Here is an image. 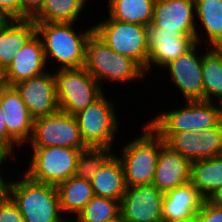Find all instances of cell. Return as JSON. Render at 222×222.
Segmentation results:
<instances>
[{"mask_svg": "<svg viewBox=\"0 0 222 222\" xmlns=\"http://www.w3.org/2000/svg\"><path fill=\"white\" fill-rule=\"evenodd\" d=\"M73 23L37 22L36 33L42 39L45 58L48 54L61 63L60 69L84 67L86 44L94 27L77 34L72 29Z\"/></svg>", "mask_w": 222, "mask_h": 222, "instance_id": "obj_1", "label": "cell"}, {"mask_svg": "<svg viewBox=\"0 0 222 222\" xmlns=\"http://www.w3.org/2000/svg\"><path fill=\"white\" fill-rule=\"evenodd\" d=\"M10 197L18 206L24 222L65 221L58 214L62 211L54 185L33 181L25 175L23 180L12 183Z\"/></svg>", "mask_w": 222, "mask_h": 222, "instance_id": "obj_2", "label": "cell"}, {"mask_svg": "<svg viewBox=\"0 0 222 222\" xmlns=\"http://www.w3.org/2000/svg\"><path fill=\"white\" fill-rule=\"evenodd\" d=\"M141 137L124 146L119 159L124 169L126 187L152 184L160 149L161 136L147 123Z\"/></svg>", "mask_w": 222, "mask_h": 222, "instance_id": "obj_3", "label": "cell"}, {"mask_svg": "<svg viewBox=\"0 0 222 222\" xmlns=\"http://www.w3.org/2000/svg\"><path fill=\"white\" fill-rule=\"evenodd\" d=\"M84 68L97 81L127 82L146 75L133 59L112 50L94 32L87 40Z\"/></svg>", "mask_w": 222, "mask_h": 222, "instance_id": "obj_4", "label": "cell"}, {"mask_svg": "<svg viewBox=\"0 0 222 222\" xmlns=\"http://www.w3.org/2000/svg\"><path fill=\"white\" fill-rule=\"evenodd\" d=\"M147 29L145 25L109 18L94 26V33L112 50L133 59L147 71Z\"/></svg>", "mask_w": 222, "mask_h": 222, "instance_id": "obj_5", "label": "cell"}, {"mask_svg": "<svg viewBox=\"0 0 222 222\" xmlns=\"http://www.w3.org/2000/svg\"><path fill=\"white\" fill-rule=\"evenodd\" d=\"M222 120V107H217L213 101H187L182 109L166 112L155 117L148 124L157 133H179L203 131L216 126Z\"/></svg>", "mask_w": 222, "mask_h": 222, "instance_id": "obj_6", "label": "cell"}, {"mask_svg": "<svg viewBox=\"0 0 222 222\" xmlns=\"http://www.w3.org/2000/svg\"><path fill=\"white\" fill-rule=\"evenodd\" d=\"M60 111L74 115L98 100L103 92L84 67L59 69L55 74Z\"/></svg>", "mask_w": 222, "mask_h": 222, "instance_id": "obj_7", "label": "cell"}, {"mask_svg": "<svg viewBox=\"0 0 222 222\" xmlns=\"http://www.w3.org/2000/svg\"><path fill=\"white\" fill-rule=\"evenodd\" d=\"M33 157L25 175L36 182L57 186L75 174L81 149L72 147L33 148Z\"/></svg>", "mask_w": 222, "mask_h": 222, "instance_id": "obj_8", "label": "cell"}, {"mask_svg": "<svg viewBox=\"0 0 222 222\" xmlns=\"http://www.w3.org/2000/svg\"><path fill=\"white\" fill-rule=\"evenodd\" d=\"M114 106L102 95L74 116L87 147L111 148L118 129Z\"/></svg>", "mask_w": 222, "mask_h": 222, "instance_id": "obj_9", "label": "cell"}, {"mask_svg": "<svg viewBox=\"0 0 222 222\" xmlns=\"http://www.w3.org/2000/svg\"><path fill=\"white\" fill-rule=\"evenodd\" d=\"M32 148L72 147L85 150V145L76 118L72 114L57 111L54 114L34 119L30 139Z\"/></svg>", "mask_w": 222, "mask_h": 222, "instance_id": "obj_10", "label": "cell"}, {"mask_svg": "<svg viewBox=\"0 0 222 222\" xmlns=\"http://www.w3.org/2000/svg\"><path fill=\"white\" fill-rule=\"evenodd\" d=\"M163 199L153 184L126 187L120 213L125 222H163Z\"/></svg>", "mask_w": 222, "mask_h": 222, "instance_id": "obj_11", "label": "cell"}, {"mask_svg": "<svg viewBox=\"0 0 222 222\" xmlns=\"http://www.w3.org/2000/svg\"><path fill=\"white\" fill-rule=\"evenodd\" d=\"M0 104L7 128V152L12 153L15 144L30 141L34 118L14 86L0 84Z\"/></svg>", "mask_w": 222, "mask_h": 222, "instance_id": "obj_12", "label": "cell"}, {"mask_svg": "<svg viewBox=\"0 0 222 222\" xmlns=\"http://www.w3.org/2000/svg\"><path fill=\"white\" fill-rule=\"evenodd\" d=\"M19 92L31 116L36 119L59 111L54 74H44L19 81L13 85Z\"/></svg>", "mask_w": 222, "mask_h": 222, "instance_id": "obj_13", "label": "cell"}, {"mask_svg": "<svg viewBox=\"0 0 222 222\" xmlns=\"http://www.w3.org/2000/svg\"><path fill=\"white\" fill-rule=\"evenodd\" d=\"M194 10L195 0H155L151 24L160 28V32L193 36L198 43Z\"/></svg>", "mask_w": 222, "mask_h": 222, "instance_id": "obj_14", "label": "cell"}, {"mask_svg": "<svg viewBox=\"0 0 222 222\" xmlns=\"http://www.w3.org/2000/svg\"><path fill=\"white\" fill-rule=\"evenodd\" d=\"M196 44L193 36L184 33L160 32L152 24L147 29V49L149 52L147 70L151 63L166 66L171 61L185 54Z\"/></svg>", "mask_w": 222, "mask_h": 222, "instance_id": "obj_15", "label": "cell"}, {"mask_svg": "<svg viewBox=\"0 0 222 222\" xmlns=\"http://www.w3.org/2000/svg\"><path fill=\"white\" fill-rule=\"evenodd\" d=\"M197 43L185 54L180 55L165 67H169L173 82L186 101L203 100V56L195 54Z\"/></svg>", "mask_w": 222, "mask_h": 222, "instance_id": "obj_16", "label": "cell"}, {"mask_svg": "<svg viewBox=\"0 0 222 222\" xmlns=\"http://www.w3.org/2000/svg\"><path fill=\"white\" fill-rule=\"evenodd\" d=\"M38 36L35 33L14 55L12 63L3 72L2 84L13 86L19 81L45 73L43 67L46 64V58L42 39Z\"/></svg>", "mask_w": 222, "mask_h": 222, "instance_id": "obj_17", "label": "cell"}, {"mask_svg": "<svg viewBox=\"0 0 222 222\" xmlns=\"http://www.w3.org/2000/svg\"><path fill=\"white\" fill-rule=\"evenodd\" d=\"M191 162L167 145L160 149L152 184L162 193L190 181Z\"/></svg>", "mask_w": 222, "mask_h": 222, "instance_id": "obj_18", "label": "cell"}, {"mask_svg": "<svg viewBox=\"0 0 222 222\" xmlns=\"http://www.w3.org/2000/svg\"><path fill=\"white\" fill-rule=\"evenodd\" d=\"M35 33L33 19H10L0 28V69L3 72L12 63L14 55Z\"/></svg>", "mask_w": 222, "mask_h": 222, "instance_id": "obj_19", "label": "cell"}, {"mask_svg": "<svg viewBox=\"0 0 222 222\" xmlns=\"http://www.w3.org/2000/svg\"><path fill=\"white\" fill-rule=\"evenodd\" d=\"M203 201L204 198L190 181L177 186L164 193L163 221L196 215Z\"/></svg>", "mask_w": 222, "mask_h": 222, "instance_id": "obj_20", "label": "cell"}, {"mask_svg": "<svg viewBox=\"0 0 222 222\" xmlns=\"http://www.w3.org/2000/svg\"><path fill=\"white\" fill-rule=\"evenodd\" d=\"M95 196L120 201L126 191L121 160L112 155L90 181Z\"/></svg>", "mask_w": 222, "mask_h": 222, "instance_id": "obj_21", "label": "cell"}, {"mask_svg": "<svg viewBox=\"0 0 222 222\" xmlns=\"http://www.w3.org/2000/svg\"><path fill=\"white\" fill-rule=\"evenodd\" d=\"M190 182L207 199L222 187V155L191 162Z\"/></svg>", "mask_w": 222, "mask_h": 222, "instance_id": "obj_22", "label": "cell"}, {"mask_svg": "<svg viewBox=\"0 0 222 222\" xmlns=\"http://www.w3.org/2000/svg\"><path fill=\"white\" fill-rule=\"evenodd\" d=\"M62 212L76 216L95 196L90 181L73 175L56 186Z\"/></svg>", "mask_w": 222, "mask_h": 222, "instance_id": "obj_23", "label": "cell"}, {"mask_svg": "<svg viewBox=\"0 0 222 222\" xmlns=\"http://www.w3.org/2000/svg\"><path fill=\"white\" fill-rule=\"evenodd\" d=\"M155 0H109V18L149 26Z\"/></svg>", "mask_w": 222, "mask_h": 222, "instance_id": "obj_24", "label": "cell"}, {"mask_svg": "<svg viewBox=\"0 0 222 222\" xmlns=\"http://www.w3.org/2000/svg\"><path fill=\"white\" fill-rule=\"evenodd\" d=\"M203 100L212 101L214 96L222 102V47H212L203 54Z\"/></svg>", "mask_w": 222, "mask_h": 222, "instance_id": "obj_25", "label": "cell"}, {"mask_svg": "<svg viewBox=\"0 0 222 222\" xmlns=\"http://www.w3.org/2000/svg\"><path fill=\"white\" fill-rule=\"evenodd\" d=\"M195 12L212 47H222V0H195Z\"/></svg>", "mask_w": 222, "mask_h": 222, "instance_id": "obj_26", "label": "cell"}, {"mask_svg": "<svg viewBox=\"0 0 222 222\" xmlns=\"http://www.w3.org/2000/svg\"><path fill=\"white\" fill-rule=\"evenodd\" d=\"M84 0H45L41 10L32 18L37 22L74 23Z\"/></svg>", "mask_w": 222, "mask_h": 222, "instance_id": "obj_27", "label": "cell"}, {"mask_svg": "<svg viewBox=\"0 0 222 222\" xmlns=\"http://www.w3.org/2000/svg\"><path fill=\"white\" fill-rule=\"evenodd\" d=\"M120 213V201L94 196L78 214L77 222H103Z\"/></svg>", "mask_w": 222, "mask_h": 222, "instance_id": "obj_28", "label": "cell"}, {"mask_svg": "<svg viewBox=\"0 0 222 222\" xmlns=\"http://www.w3.org/2000/svg\"><path fill=\"white\" fill-rule=\"evenodd\" d=\"M158 134L171 150L180 153L190 162L199 160L200 131Z\"/></svg>", "mask_w": 222, "mask_h": 222, "instance_id": "obj_29", "label": "cell"}, {"mask_svg": "<svg viewBox=\"0 0 222 222\" xmlns=\"http://www.w3.org/2000/svg\"><path fill=\"white\" fill-rule=\"evenodd\" d=\"M111 148H91L82 150L76 163L75 176L91 181L103 164L112 156Z\"/></svg>", "mask_w": 222, "mask_h": 222, "instance_id": "obj_30", "label": "cell"}, {"mask_svg": "<svg viewBox=\"0 0 222 222\" xmlns=\"http://www.w3.org/2000/svg\"><path fill=\"white\" fill-rule=\"evenodd\" d=\"M222 155V120L213 127L200 131L199 160Z\"/></svg>", "mask_w": 222, "mask_h": 222, "instance_id": "obj_31", "label": "cell"}, {"mask_svg": "<svg viewBox=\"0 0 222 222\" xmlns=\"http://www.w3.org/2000/svg\"><path fill=\"white\" fill-rule=\"evenodd\" d=\"M0 222H24L18 206L11 197L0 202Z\"/></svg>", "mask_w": 222, "mask_h": 222, "instance_id": "obj_32", "label": "cell"}, {"mask_svg": "<svg viewBox=\"0 0 222 222\" xmlns=\"http://www.w3.org/2000/svg\"><path fill=\"white\" fill-rule=\"evenodd\" d=\"M196 217L198 222H222V208L216 207L204 199Z\"/></svg>", "mask_w": 222, "mask_h": 222, "instance_id": "obj_33", "label": "cell"}, {"mask_svg": "<svg viewBox=\"0 0 222 222\" xmlns=\"http://www.w3.org/2000/svg\"><path fill=\"white\" fill-rule=\"evenodd\" d=\"M21 19H32L43 7L45 0H20Z\"/></svg>", "mask_w": 222, "mask_h": 222, "instance_id": "obj_34", "label": "cell"}, {"mask_svg": "<svg viewBox=\"0 0 222 222\" xmlns=\"http://www.w3.org/2000/svg\"><path fill=\"white\" fill-rule=\"evenodd\" d=\"M0 10L9 19H21L20 0H0Z\"/></svg>", "mask_w": 222, "mask_h": 222, "instance_id": "obj_35", "label": "cell"}, {"mask_svg": "<svg viewBox=\"0 0 222 222\" xmlns=\"http://www.w3.org/2000/svg\"><path fill=\"white\" fill-rule=\"evenodd\" d=\"M11 154L10 152L0 151V165L3 160L8 158ZM12 182L3 181L1 177V169H0V202L10 197Z\"/></svg>", "mask_w": 222, "mask_h": 222, "instance_id": "obj_36", "label": "cell"}, {"mask_svg": "<svg viewBox=\"0 0 222 222\" xmlns=\"http://www.w3.org/2000/svg\"><path fill=\"white\" fill-rule=\"evenodd\" d=\"M0 151L7 152V128L0 104Z\"/></svg>", "mask_w": 222, "mask_h": 222, "instance_id": "obj_37", "label": "cell"}, {"mask_svg": "<svg viewBox=\"0 0 222 222\" xmlns=\"http://www.w3.org/2000/svg\"><path fill=\"white\" fill-rule=\"evenodd\" d=\"M207 200L216 207L222 208V187L216 190Z\"/></svg>", "mask_w": 222, "mask_h": 222, "instance_id": "obj_38", "label": "cell"}, {"mask_svg": "<svg viewBox=\"0 0 222 222\" xmlns=\"http://www.w3.org/2000/svg\"><path fill=\"white\" fill-rule=\"evenodd\" d=\"M163 222H198L196 215H192L189 217H184L180 219H173V220H168V221H163Z\"/></svg>", "mask_w": 222, "mask_h": 222, "instance_id": "obj_39", "label": "cell"}, {"mask_svg": "<svg viewBox=\"0 0 222 222\" xmlns=\"http://www.w3.org/2000/svg\"><path fill=\"white\" fill-rule=\"evenodd\" d=\"M103 222H125V220L123 219L121 213H119L117 216L109 218Z\"/></svg>", "mask_w": 222, "mask_h": 222, "instance_id": "obj_40", "label": "cell"}, {"mask_svg": "<svg viewBox=\"0 0 222 222\" xmlns=\"http://www.w3.org/2000/svg\"><path fill=\"white\" fill-rule=\"evenodd\" d=\"M10 19L0 10V28L4 26Z\"/></svg>", "mask_w": 222, "mask_h": 222, "instance_id": "obj_41", "label": "cell"}, {"mask_svg": "<svg viewBox=\"0 0 222 222\" xmlns=\"http://www.w3.org/2000/svg\"><path fill=\"white\" fill-rule=\"evenodd\" d=\"M2 78H3V71L0 69V84H1Z\"/></svg>", "mask_w": 222, "mask_h": 222, "instance_id": "obj_42", "label": "cell"}]
</instances>
